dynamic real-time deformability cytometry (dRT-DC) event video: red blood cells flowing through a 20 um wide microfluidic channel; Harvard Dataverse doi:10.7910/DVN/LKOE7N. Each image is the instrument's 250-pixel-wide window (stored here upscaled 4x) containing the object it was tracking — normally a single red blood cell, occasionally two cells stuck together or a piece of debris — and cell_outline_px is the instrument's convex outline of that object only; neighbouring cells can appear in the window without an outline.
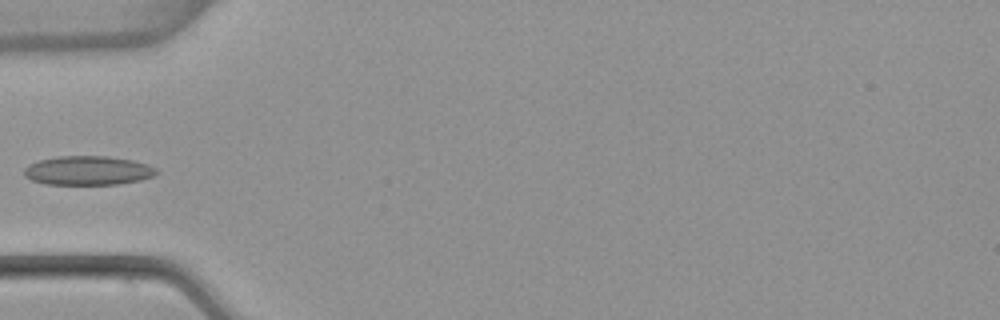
{"species": "common noctule bat (a hibernating species)", "species_latin": "Nyctalus noctula", "temperature_condition": "warm", "stored_images_in_passage": 5, "camera_frame_rate_fps": 3000, "um_per_image_px": 0.085, "animal": {"sex": "female", "body_mass_g": 22.7, "forearm_length_mm": 54.2}, "frame": {"image": 1, "passage_image": 4, "time_ms": 1.0, "image_size_px": [1000, 320], "cell_outline_px": [[160, 172], [156, 176], [140, 180], [116, 184], [44, 184], [32, 180], [24, 176], [24, 168], [28, 164], [40, 160], [56, 156], [108, 156], [132, 160], [148, 164], [156, 168]], "centroid_in_image_um": [7.49, 14.49], "position_along_channel_um": 77.5, "area_um2": 22.6}}
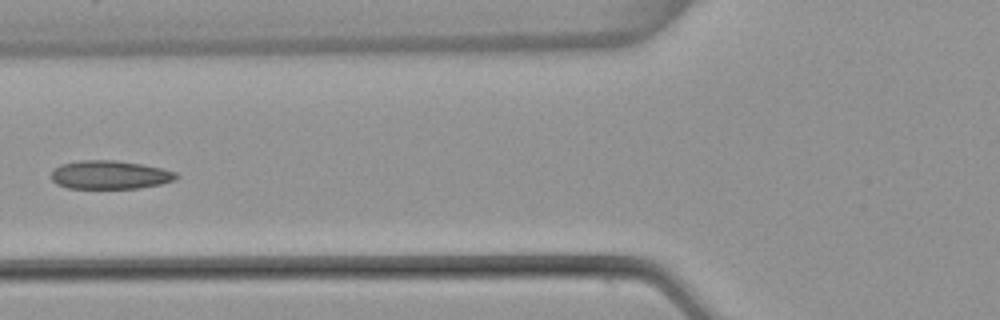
{"frame": {"image": 2, "passage_image": 5, "time_ms": 1.333, "image_size_px": [1000, 320], "cell_outline_px": [[180, 176], [172, 180], [160, 184], [136, 188], [68, 188], [56, 184], [52, 180], [52, 172], [60, 164], [80, 160], [116, 160], [140, 164], [160, 168], [176, 172]], "centroid_in_image_um": [9.31, 14.86], "position_along_channel_um": 116.5, "area_um2": 20.58}}